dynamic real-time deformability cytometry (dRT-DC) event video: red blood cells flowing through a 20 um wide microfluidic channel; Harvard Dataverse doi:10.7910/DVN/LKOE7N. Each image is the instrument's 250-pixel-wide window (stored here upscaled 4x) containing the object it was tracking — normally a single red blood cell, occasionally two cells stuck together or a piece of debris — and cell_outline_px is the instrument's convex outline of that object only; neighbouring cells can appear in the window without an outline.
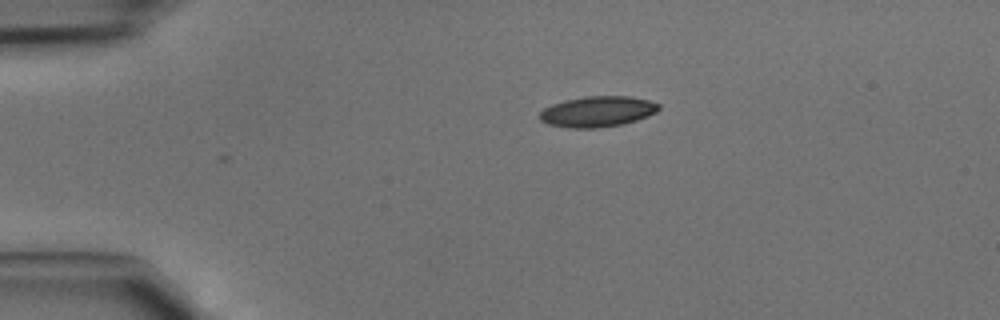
{"species": "common noctule bat (a hibernating species)", "species_latin": "Nyctalus noctula", "temperature_condition": "cold", "stored_images_in_passage": 2, "camera_frame_rate_fps": 3000, "um_per_image_px": 0.085, "animal": {"sex": "male", "body_mass_g": 15.6}, "frame": {"image": 1, "passage_image": 1, "time_ms": 0.0, "image_size_px": [1000, 320], "cell_outline_px": [[660, 108], [656, 112], [648, 116], [636, 120], [620, 124], [596, 128], [568, 128], [548, 124], [540, 120], [540, 112], [544, 108], [552, 104], [564, 100], [588, 96], [628, 96], [648, 100], [660, 104]], "centroid_in_image_um": [50.78, 9.48], "position_along_channel_um": 34.2, "area_um2": 21.21}}